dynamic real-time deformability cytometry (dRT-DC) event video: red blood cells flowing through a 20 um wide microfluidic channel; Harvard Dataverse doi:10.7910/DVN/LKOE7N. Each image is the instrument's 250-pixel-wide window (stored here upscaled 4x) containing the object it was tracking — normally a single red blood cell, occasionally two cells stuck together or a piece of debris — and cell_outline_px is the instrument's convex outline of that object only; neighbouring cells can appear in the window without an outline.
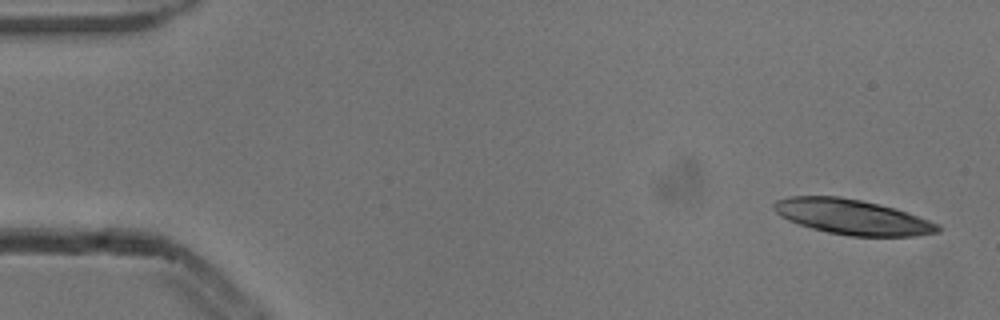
{"species": "common noctule bat (a hibernating species)", "species_latin": "Nyctalus noctula", "temperature_condition": "cold", "stored_images_in_passage": 9, "camera_frame_rate_fps": 3000, "um_per_image_px": 0.085, "animal": {"sex": "male", "body_mass_g": 13.3}, "frame": {"image": 1, "passage_image": 1, "time_ms": 0.0, "image_size_px": [1000, 320], "cell_outline_px": [[940, 232], [916, 236], [848, 236], [828, 232], [812, 228], [788, 220], [780, 216], [772, 208], [772, 204], [776, 200], [788, 196], [840, 196], [860, 200], [896, 208], [940, 224]], "centroid_in_image_um": [72.44, 18.44], "position_along_channel_um": 12.6, "area_um2": 33.64}}
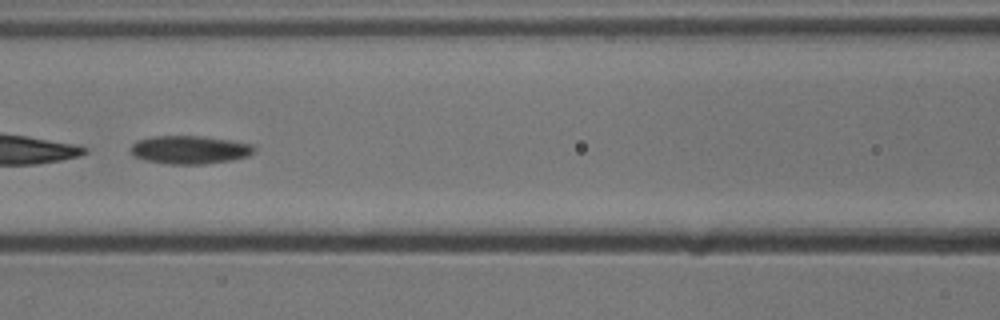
{"frame": {"image": 2, "passage_image": 7, "time_ms": 2.0, "image_size_px": [1000, 320], "cell_outline_px": [[256, 152], [248, 156], [232, 160], [204, 164], [164, 164], [144, 160], [132, 156], [128, 152], [132, 144], [140, 140], [156, 136], [204, 136], [232, 140], [256, 144]], "centroid_in_image_um": [16.16, 12.73], "position_along_channel_um": 150.4, "area_um2": 20.75}}
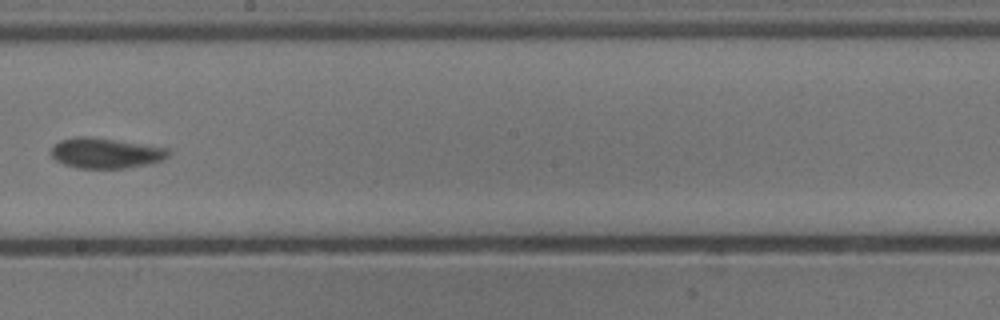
{"frame": {"image": 3, "passage_image": 9, "time_ms": 2.667, "image_size_px": [1000, 320], "cell_outline_px": [[168, 156], [164, 160], [148, 164], [124, 168], [76, 168], [64, 164], [56, 160], [48, 152], [60, 140], [76, 136], [88, 136], [168, 148]], "centroid_in_image_um": [8.95, 13.01], "position_along_channel_um": 239.3, "area_um2": 20.63}}